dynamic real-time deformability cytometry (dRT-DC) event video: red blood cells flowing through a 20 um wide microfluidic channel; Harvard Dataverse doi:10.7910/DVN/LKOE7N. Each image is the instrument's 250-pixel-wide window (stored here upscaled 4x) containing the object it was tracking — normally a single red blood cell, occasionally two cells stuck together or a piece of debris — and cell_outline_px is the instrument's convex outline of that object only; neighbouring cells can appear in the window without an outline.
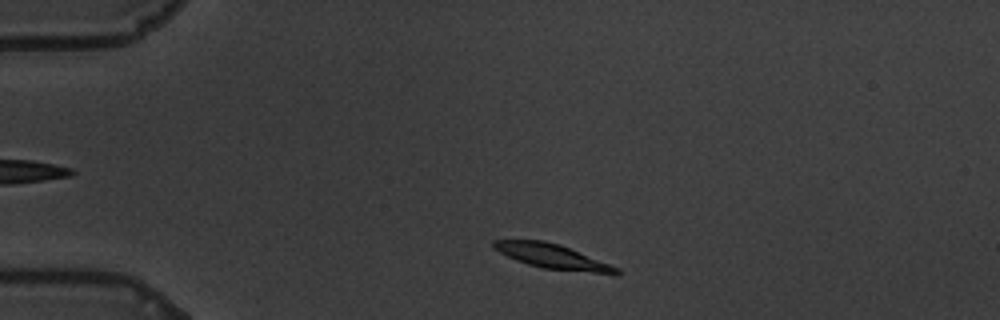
{"species": "common noctule bat (a hibernating species)", "species_latin": "Nyctalus noctula", "temperature_condition": "warm", "stored_images_in_passage": 50, "camera_frame_rate_fps": 3000, "um_per_image_px": 0.085, "animal": {"sex": "male", "body_mass_g": 19.5, "forearm_length_mm": 54.6}, "frame": {"image": 1, "passage_image": 4, "time_ms": 1.0, "image_size_px": [1000, 320], "cell_outline_px": [[624, 272], [620, 276], [616, 276], [544, 268], [528, 264], [516, 260], [500, 252], [492, 244], [492, 240], [544, 240], [560, 244], [620, 268]], "centroid_in_image_um": [47.12, 21.83], "position_along_channel_um": 37.9, "area_um2": 17.86}}
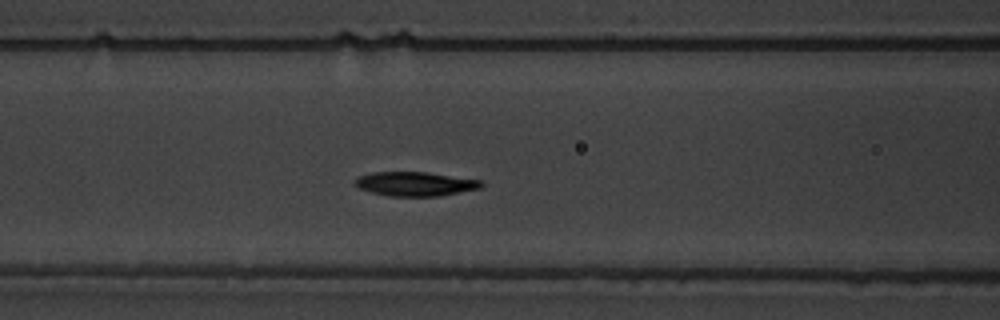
{"frame": {"image": 2, "passage_image": 16, "time_ms": 5.0, "image_size_px": [1000, 320], "cell_outline_px": [[484, 184], [480, 188], [440, 196], [388, 196], [372, 192], [360, 188], [352, 184], [360, 176], [372, 172], [428, 172], [484, 180]], "centroid_in_image_um": [35.34, 15.62], "position_along_channel_um": 131.3, "area_um2": 17.86}}
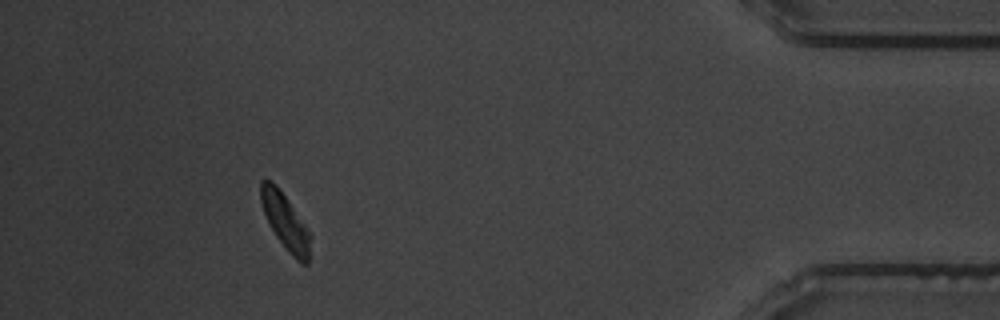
{"frame": {"image": 3, "passage_image": 45, "time_ms": 14.667, "image_size_px": [1000, 320], "cell_outline_px": [[312, 236], [308, 264], [300, 264], [288, 252], [276, 236], [264, 212], [260, 200], [260, 180], [272, 180], [284, 196], [304, 224]], "centroid_in_image_um": [24.27, 18.89], "position_along_channel_um": 410.9, "area_um2": 15.84}, "authors_computed_cell_mechanics": {"area_um2": 17.8313, "velocity_mm_per_s": 3.4191, "shape_relaxation_time_tau1_ms": 4.7905, "shape_relaxation_time_tau2_ms": 8.1267, "deformation_change_tau1": 0.1807, "deformation_change_tau2": 0.1187}}